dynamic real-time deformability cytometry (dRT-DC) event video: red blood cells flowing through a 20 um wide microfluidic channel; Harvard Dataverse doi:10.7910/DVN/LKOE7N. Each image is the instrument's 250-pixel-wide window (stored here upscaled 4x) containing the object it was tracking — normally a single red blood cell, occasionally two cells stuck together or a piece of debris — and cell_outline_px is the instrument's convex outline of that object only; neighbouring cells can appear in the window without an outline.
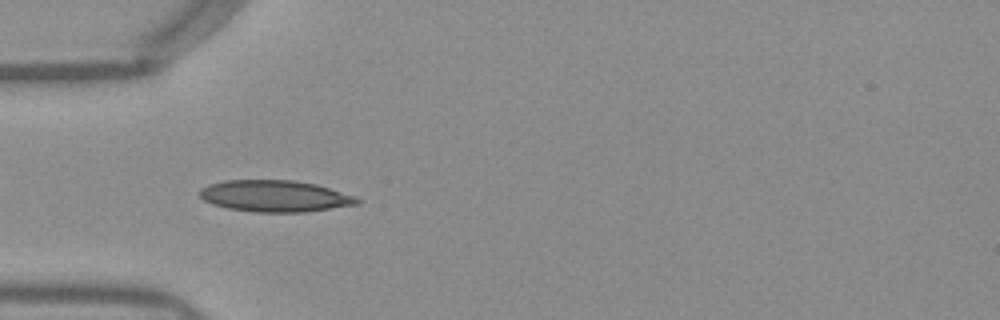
{"species": "Egyptian fruit bat (a non-hibernating species)", "species_latin": "Rousettus aegyptiacus", "temperature_condition": "warm", "stored_images_in_passage": 36, "camera_frame_rate_fps": 3000, "um_per_image_px": 0.085, "frame": {"image": 1, "passage_image": 1, "time_ms": 0.0, "image_size_px": [1000, 320], "cell_outline_px": [[360, 204], [304, 212], [256, 212], [228, 208], [212, 204], [204, 200], [200, 196], [200, 188], [208, 184], [224, 180], [292, 180], [316, 184], [356, 196], [360, 200]], "centroid_in_image_um": [23.36, 16.66], "position_along_channel_um": 61.6, "area_um2": 28.96}}
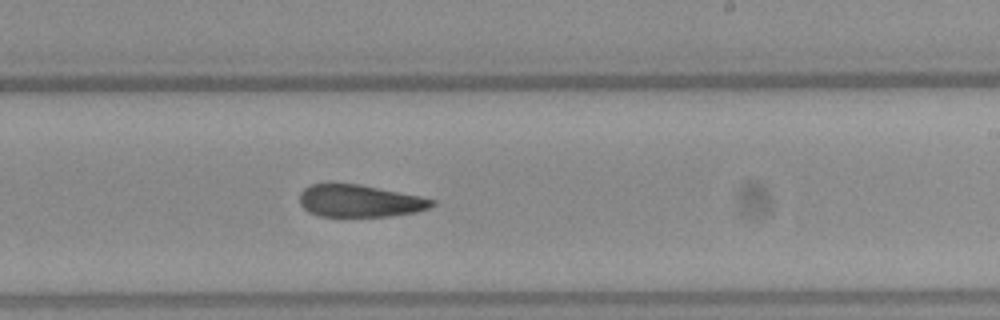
{"frame": {"image": 2, "passage_image": 16, "time_ms": 5.0, "image_size_px": [1000, 320], "cell_outline_px": [[436, 204], [428, 208], [416, 212], [388, 216], [320, 216], [308, 212], [300, 204], [300, 192], [304, 188], [312, 184], [360, 184], [420, 196], [436, 200]], "centroid_in_image_um": [30.58, 17.08], "position_along_channel_um": 258.4, "area_um2": 24.8}}
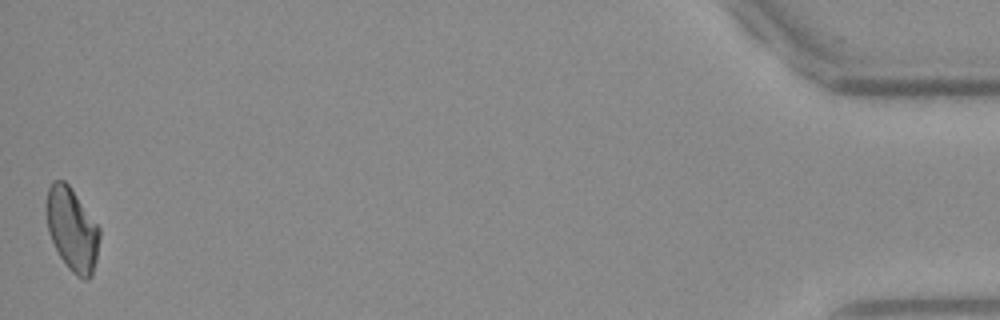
{"frame": {"image": 3, "passage_image": 36, "time_ms": 11.667, "image_size_px": [1000, 320], "cell_outline_px": [[100, 236], [96, 260], [92, 276], [88, 280], [84, 280], [76, 276], [68, 268], [60, 256], [48, 232], [48, 188], [52, 180], [64, 180], [68, 184], [100, 228]], "centroid_in_image_um": [6.16, 19.54], "position_along_channel_um": 429.0, "area_um2": 25.32}, "authors_computed_cell_mechanics": {"area_um2": 26.1834, "velocity_mm_per_s": 3.9608, "shape_relaxation_time_tau1_ms": 6.9201, "shape_relaxation_time_tau2_ms": 2.2183, "deformation_change_tau1": 0.1714, "deformation_change_tau2": 0.0981}}